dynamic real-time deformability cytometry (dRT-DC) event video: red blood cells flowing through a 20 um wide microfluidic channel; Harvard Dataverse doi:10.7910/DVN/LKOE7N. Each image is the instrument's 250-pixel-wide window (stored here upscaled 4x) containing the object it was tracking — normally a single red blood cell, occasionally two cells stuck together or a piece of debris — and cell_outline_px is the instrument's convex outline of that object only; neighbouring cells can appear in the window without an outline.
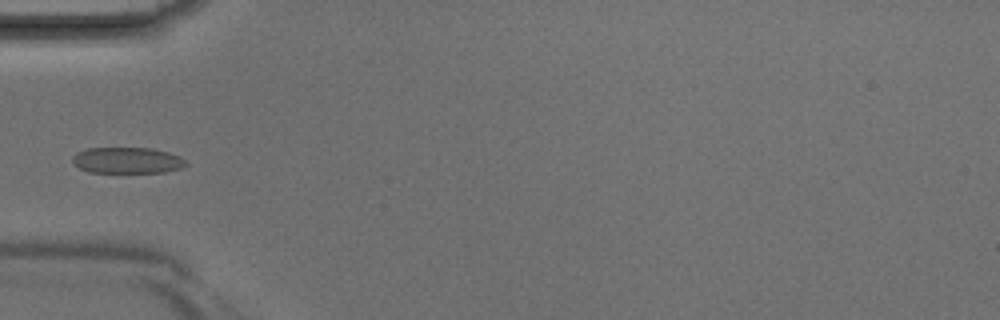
{"species": "Egyptian fruit bat (a non-hibernating species)", "species_latin": "Rousettus aegyptiacus", "temperature_condition": "room temperature", "stored_images_in_passage": 3, "camera_frame_rate_fps": 3000, "um_per_image_px": 0.085, "animal": {"sex": "male"}, "frame": {"image": 1, "passage_image": 3, "time_ms": 0.667, "image_size_px": [1000, 320], "cell_outline_px": [[188, 164], [180, 168], [164, 172], [88, 172], [72, 164], [72, 156], [76, 152], [88, 148], [152, 148], [168, 152], [180, 156]], "centroid_in_image_um": [10.78, 13.62], "position_along_channel_um": 74.2, "area_um2": 17.28}}